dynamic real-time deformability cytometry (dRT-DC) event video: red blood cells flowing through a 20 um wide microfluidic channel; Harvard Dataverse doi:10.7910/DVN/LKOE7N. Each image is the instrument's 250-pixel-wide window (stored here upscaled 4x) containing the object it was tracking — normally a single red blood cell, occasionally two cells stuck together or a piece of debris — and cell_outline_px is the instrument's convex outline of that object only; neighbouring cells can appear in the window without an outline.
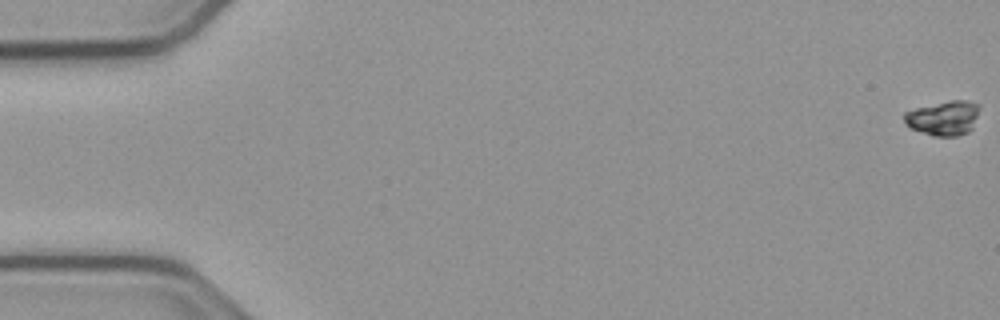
{"species": "common noctule bat (a hibernating species)", "species_latin": "Nyctalus noctula", "temperature_condition": "cold", "stored_images_in_passage": 12, "camera_frame_rate_fps": 3000, "um_per_image_px": 0.085, "animal": {"sex": "male", "body_mass_g": 23.1, "forearm_length_mm": 52.7}, "frame": {"image": 1, "passage_image": 1, "time_ms": 0.0, "image_size_px": [1000, 320], "cell_outline_px": [[980, 104], [972, 128], [968, 132], [956, 136], [932, 136], [912, 128], [904, 120], [904, 112], [916, 108], [952, 100], [964, 100]], "centroid_in_image_um": [80.2, 10.03], "position_along_channel_um": 4.8, "area_um2": 14.85}}